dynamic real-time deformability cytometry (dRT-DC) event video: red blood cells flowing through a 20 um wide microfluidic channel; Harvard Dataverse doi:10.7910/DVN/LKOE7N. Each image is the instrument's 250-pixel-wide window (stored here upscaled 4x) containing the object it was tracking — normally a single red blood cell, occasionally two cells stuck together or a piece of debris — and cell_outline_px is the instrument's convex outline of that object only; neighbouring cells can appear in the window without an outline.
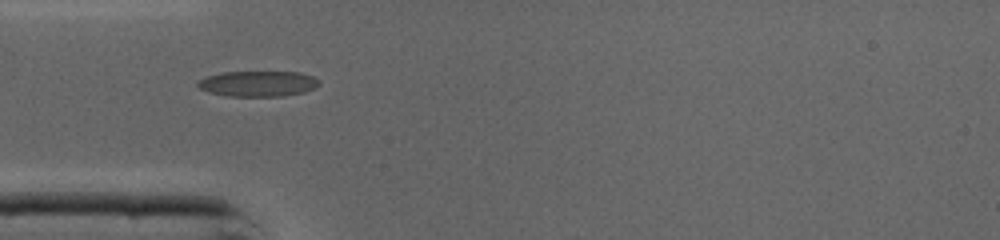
{"species": "common noctule bat (a hibernating species)", "species_latin": "Nyctalus noctula", "temperature_condition": "cold", "stored_images_in_passage": 29, "camera_frame_rate_fps": 3000, "um_per_image_px": 0.085, "animal": {"sex": "male", "body_mass_g": 19.0, "forearm_length_mm": 50.8}, "frame": {"image": 1, "passage_image": 1, "time_ms": 0.0, "image_size_px": [1000, 240], "cell_outline_px": [[320, 84], [304, 92], [284, 96], [224, 96], [208, 92], [200, 88], [196, 84], [200, 80], [208, 76], [220, 72], [300, 72], [312, 76]], "centroid_in_image_um": [21.89, 7.11], "position_along_channel_um": 63.1, "area_um2": 17.98}}
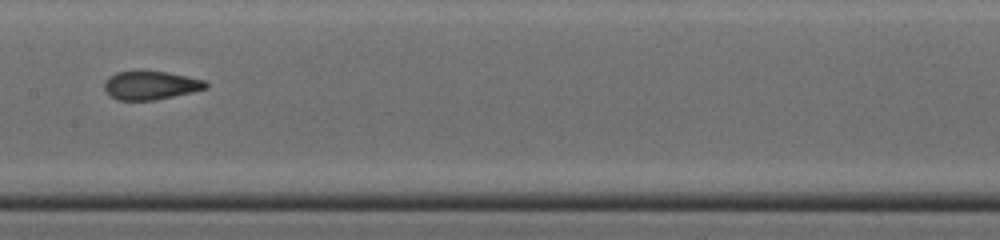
{"frame": {"image": 2, "passage_image": 10, "time_ms": 3.0, "image_size_px": [1000, 240], "cell_outline_px": [[208, 88], [192, 92], [152, 100], [120, 100], [112, 96], [104, 88], [104, 84], [108, 76], [116, 72], [140, 68], [168, 72], [204, 80], [208, 84]], "centroid_in_image_um": [12.78, 7.2], "position_along_channel_um": 194.6, "area_um2": 17.22}}
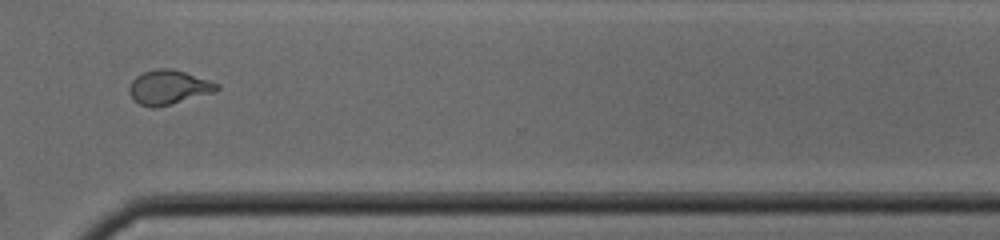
{"frame": {"image": 3, "passage_image": 21, "time_ms": 6.667, "image_size_px": [1000, 240], "cell_outline_px": [[220, 88], [216, 92], [172, 104], [156, 108], [152, 108], [140, 104], [132, 96], [128, 88], [132, 80], [136, 76], [144, 72], [156, 68], [172, 68], [220, 84]], "centroid_in_image_um": [14.35, 7.42], "position_along_channel_um": 356.2, "area_um2": 17.51}, "authors_computed_cell_mechanics": {"area_um2": 17.1088, "velocity_mm_per_s": 4.4024, "shape_relaxation_time_tau1_ms": 7.8109, "shape_relaxation_time_tau2_ms": 1.1197, "deformation_change_tau1": 0.279, "deformation_change_tau2": 0.0817}}